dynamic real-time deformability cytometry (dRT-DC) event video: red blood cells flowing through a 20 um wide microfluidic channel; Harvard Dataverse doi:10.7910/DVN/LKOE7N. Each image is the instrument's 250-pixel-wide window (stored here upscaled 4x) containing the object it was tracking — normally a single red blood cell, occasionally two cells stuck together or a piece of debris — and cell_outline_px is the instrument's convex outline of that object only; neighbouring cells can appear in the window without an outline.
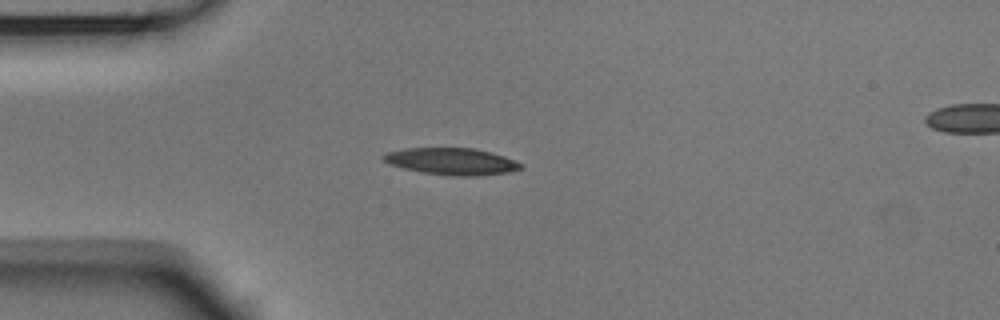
{"species": "Egyptian fruit bat (a non-hibernating species)", "species_latin": "Rousettus aegyptiacus", "temperature_condition": "room temperature", "stored_images_in_passage": 37, "camera_frame_rate_fps": 3000, "um_per_image_px": 0.085, "animal": {"sex": "male"}, "frame": {"image": 1, "passage_image": 1, "time_ms": 0.0, "image_size_px": [1000, 320], "cell_outline_px": [[524, 168], [508, 172], [476, 176], [456, 176], [420, 172], [388, 164], [380, 156], [384, 152], [404, 148], [476, 148], [492, 152], [504, 156], [524, 164]], "centroid_in_image_um": [38.38, 13.71], "position_along_channel_um": 46.6, "area_um2": 21.73}}
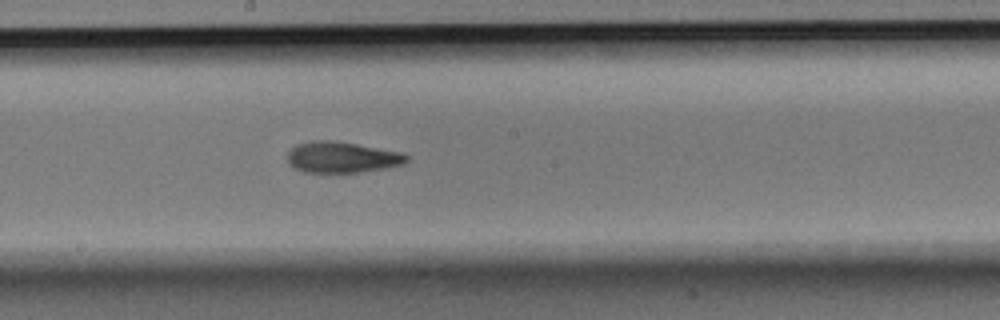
{"frame": {"image": 2, "passage_image": 16, "time_ms": 5.0, "image_size_px": [1000, 320], "cell_outline_px": [[408, 160], [404, 164], [388, 168], [360, 172], [304, 172], [288, 164], [288, 152], [296, 144], [312, 140], [328, 140], [356, 144], [404, 152], [408, 156]], "centroid_in_image_um": [29.09, 13.36], "position_along_channel_um": 219.1, "area_um2": 21.62}}
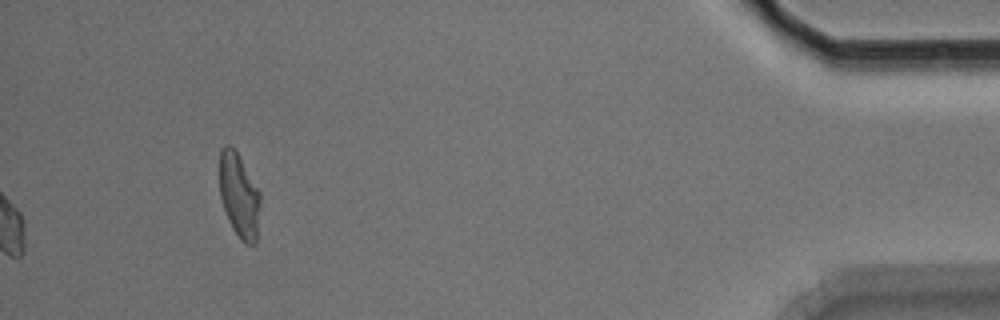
{"frame": {"image": 3, "passage_image": 37, "time_ms": 12.0, "image_size_px": [1000, 320], "cell_outline_px": [[260, 204], [256, 244], [244, 244], [240, 240], [232, 228], [228, 220], [220, 196], [220, 148], [224, 144], [228, 144], [236, 152], [260, 192]], "centroid_in_image_um": [20.32, 16.66], "position_along_channel_um": 414.9, "area_um2": 19.88}, "authors_computed_cell_mechanics": {"area_um2": 21.386, "velocity_mm_per_s": 3.7345, "shape_relaxation_time_tau1_ms": 3.8884, "shape_relaxation_time_tau2_ms": 3.1259, "deformation_change_tau1": 0.17, "deformation_change_tau2": 0.1138}}